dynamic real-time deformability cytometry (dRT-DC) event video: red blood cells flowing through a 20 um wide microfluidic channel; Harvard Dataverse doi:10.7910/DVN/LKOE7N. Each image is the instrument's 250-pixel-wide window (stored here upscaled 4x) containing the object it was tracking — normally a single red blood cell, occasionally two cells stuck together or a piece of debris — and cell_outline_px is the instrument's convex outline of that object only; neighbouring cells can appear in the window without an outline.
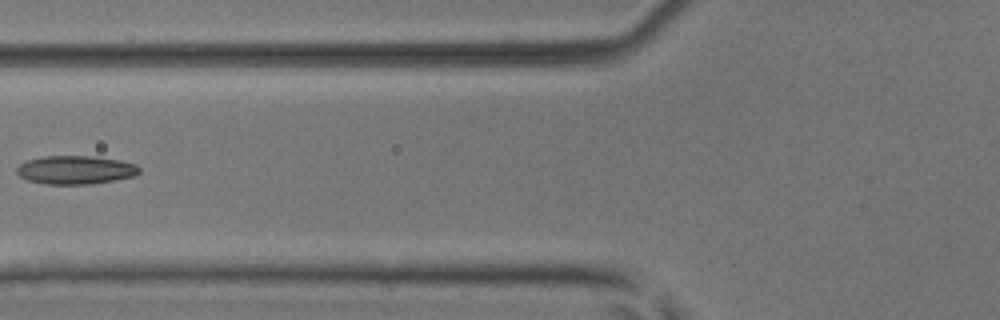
{"species": "common noctule bat (a hibernating species)", "species_latin": "Nyctalus noctula", "temperature_condition": "room temperature", "stored_images_in_passage": 7, "camera_frame_rate_fps": 3000, "um_per_image_px": 0.085, "animal": {"sex": "male", "body_mass_g": 17.9, "forearm_length_mm": 54.2}, "frame": {"image": 1, "passage_image": 7, "time_ms": 2.0, "image_size_px": [1000, 320], "cell_outline_px": [[140, 172], [132, 176], [112, 180], [88, 184], [44, 184], [28, 180], [20, 176], [16, 172], [16, 168], [20, 164], [28, 160], [44, 156], [88, 156], [120, 160], [136, 164], [140, 168]], "centroid_in_image_um": [6.39, 14.44], "position_along_channel_um": 119.4, "area_um2": 20.11}}